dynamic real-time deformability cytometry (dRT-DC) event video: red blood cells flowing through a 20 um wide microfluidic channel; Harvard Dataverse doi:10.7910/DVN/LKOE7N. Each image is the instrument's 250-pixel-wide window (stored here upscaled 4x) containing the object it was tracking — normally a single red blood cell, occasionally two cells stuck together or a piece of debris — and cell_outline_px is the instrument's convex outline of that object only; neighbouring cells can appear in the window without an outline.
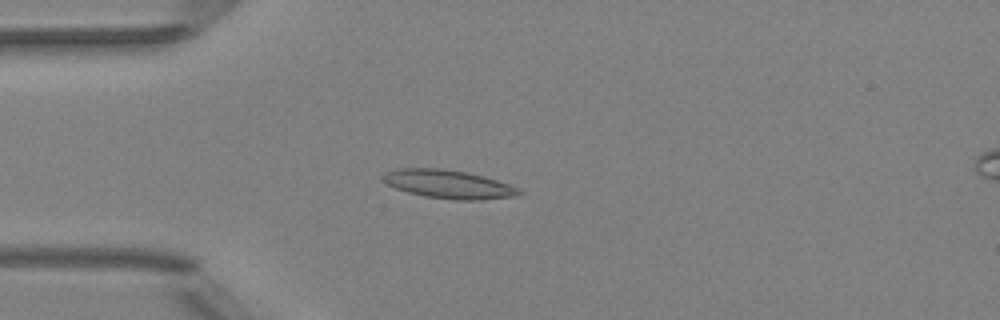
{"species": "Egyptian fruit bat (a non-hibernating species)", "species_latin": "Rousettus aegyptiacus", "temperature_condition": "room temperature", "stored_images_in_passage": 52, "camera_frame_rate_fps": 3000, "um_per_image_px": 0.085, "animal": {"sex": "female"}, "frame": {"image": 1, "passage_image": 14, "time_ms": 4.333, "image_size_px": [1000, 320], "cell_outline_px": [[524, 192], [516, 196], [480, 200], [456, 200], [424, 196], [408, 192], [396, 188], [380, 180], [380, 176], [384, 172], [396, 168], [440, 168], [464, 172], [484, 176], [520, 188]], "centroid_in_image_um": [38.09, 15.65], "position_along_channel_um": 46.9, "area_um2": 22.72}}
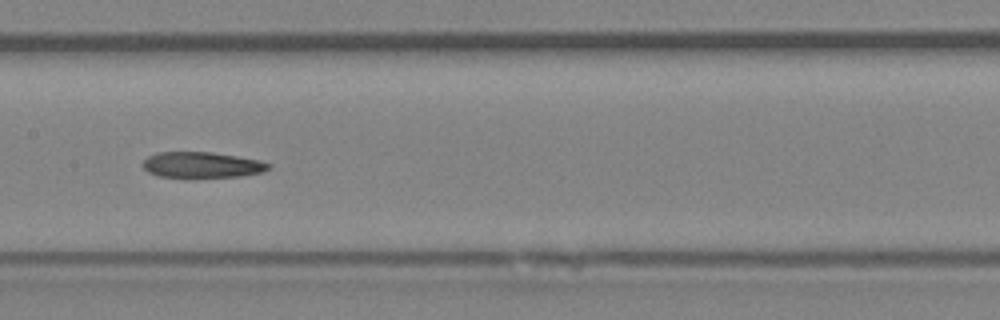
{"frame": {"image": 2, "passage_image": 26, "time_ms": 8.333, "image_size_px": [1000, 320], "cell_outline_px": [[272, 168], [264, 172], [240, 176], [156, 176], [148, 172], [144, 168], [144, 160], [148, 156], [160, 152], [212, 152], [260, 160], [272, 164]], "centroid_in_image_um": [17.22, 14.0], "position_along_channel_um": 190.2, "area_um2": 18.61}}
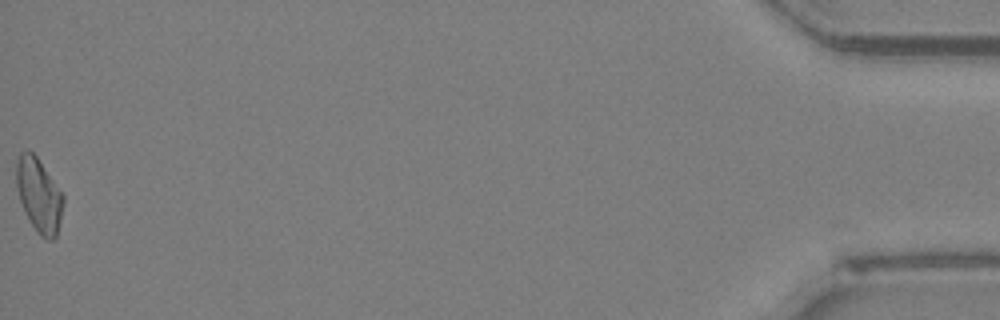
{"frame": {"image": 3, "passage_image": 52, "time_ms": 17.0, "image_size_px": [1000, 320], "cell_outline_px": [[64, 204], [56, 236], [52, 240], [48, 240], [40, 236], [36, 232], [24, 212], [20, 200], [16, 184], [16, 160], [20, 152], [24, 148], [28, 148], [36, 156], [64, 196]], "centroid_in_image_um": [3.29, 16.58], "position_along_channel_um": 431.9, "area_um2": 20.29}, "authors_computed_cell_mechanics": {"area_um2": 19.941, "velocity_mm_per_s": 3.974, "shape_relaxation_time_tau1_ms": null, "shape_relaxation_time_tau2_ms": 11.2223, "deformation_change_tau1": null, "deformation_change_tau2": 0.2391}}